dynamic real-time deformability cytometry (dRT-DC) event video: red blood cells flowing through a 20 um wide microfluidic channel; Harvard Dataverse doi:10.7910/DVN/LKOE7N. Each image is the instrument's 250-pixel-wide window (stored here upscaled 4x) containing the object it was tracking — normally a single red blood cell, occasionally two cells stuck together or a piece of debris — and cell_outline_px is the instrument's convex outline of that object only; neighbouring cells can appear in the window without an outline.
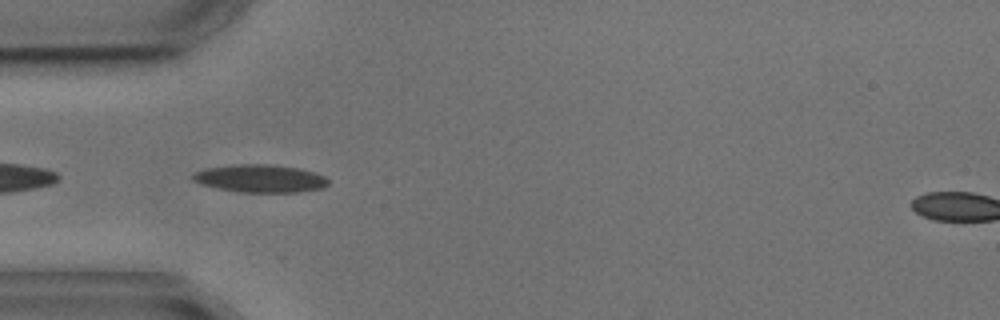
{"species": "common noctule bat (a hibernating species)", "species_latin": "Nyctalus noctula", "temperature_condition": "cold", "stored_images_in_passage": 7, "camera_frame_rate_fps": 3000, "um_per_image_px": 0.085, "animal": {"sex": "male", "body_mass_g": 17.9, "forearm_length_mm": 54.2}, "frame": {"image": 1, "passage_image": 4, "time_ms": 4.333, "image_size_px": [1000, 320], "cell_outline_px": [[328, 184], [324, 188], [300, 192], [240, 192], [216, 188], [200, 184], [192, 180], [192, 176], [196, 172], [208, 168], [236, 164], [276, 164], [300, 168], [324, 176], [328, 180]], "centroid_in_image_um": [22.14, 15.17], "position_along_channel_um": 62.9, "area_um2": 22.02}}
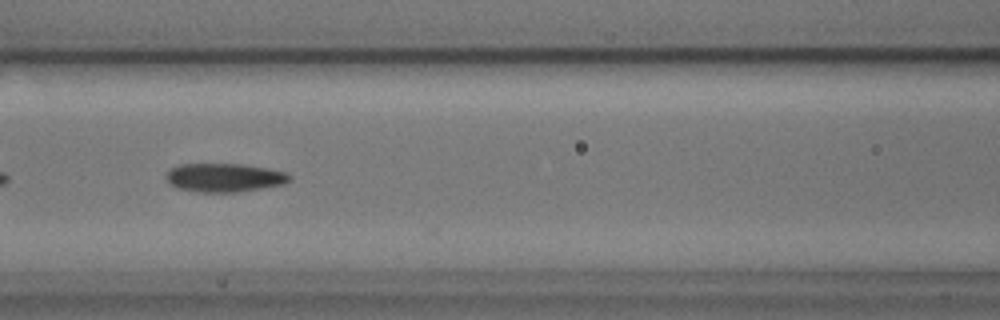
{"frame": {"image": 2, "passage_image": 6, "time_ms": 6.667, "image_size_px": [1000, 320], "cell_outline_px": [[292, 180], [284, 184], [236, 192], [196, 192], [176, 188], [168, 184], [164, 176], [172, 168], [180, 164], [244, 164], [268, 168], [284, 172], [292, 176]], "centroid_in_image_um": [19.05, 15.1], "position_along_channel_um": 147.6, "area_um2": 20.75}}
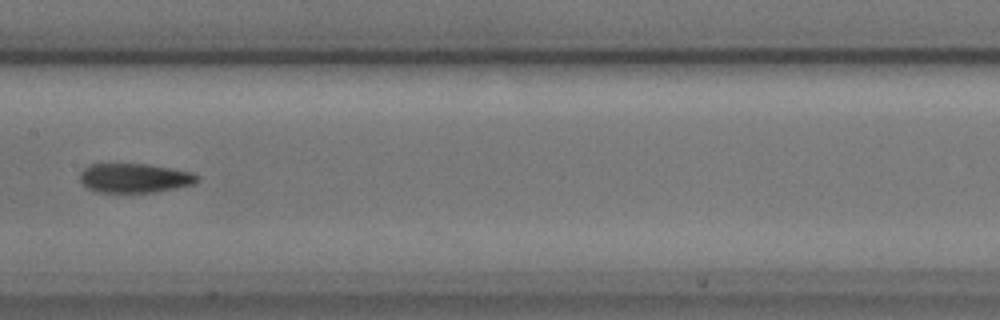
{"frame": {"image": 3, "passage_image": 7, "time_ms": 8.0, "image_size_px": [1000, 320], "cell_outline_px": [[200, 180], [192, 184], [152, 192], [96, 192], [88, 188], [80, 180], [80, 172], [88, 164], [148, 164], [192, 172], [200, 176]], "centroid_in_image_um": [11.42, 15.12], "position_along_channel_um": 196.0, "area_um2": 19.88}}